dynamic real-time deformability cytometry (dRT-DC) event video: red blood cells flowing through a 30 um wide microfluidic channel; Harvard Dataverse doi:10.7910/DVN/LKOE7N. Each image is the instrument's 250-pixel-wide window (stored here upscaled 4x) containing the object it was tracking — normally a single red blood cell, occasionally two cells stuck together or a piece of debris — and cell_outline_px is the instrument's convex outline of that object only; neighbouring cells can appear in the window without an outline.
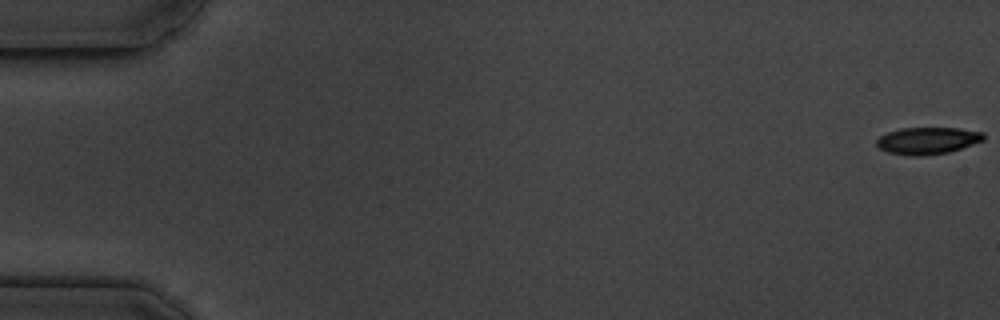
{"species": "common noctule bat (a hibernating species)", "species_latin": "Nyctalus noctula", "temperature_condition": "cold", "stored_images_in_passage": 5, "camera_frame_rate_fps": 3000, "um_per_image_px": 0.085, "animal": {"sex": "male", "body_mass_g": 19.5, "forearm_length_mm": 54.6}, "frame": {"image": 1, "passage_image": 1, "time_ms": 0.0, "image_size_px": [1000, 320], "cell_outline_px": [[984, 140], [948, 152], [924, 156], [908, 156], [888, 152], [880, 148], [876, 144], [876, 140], [880, 136], [888, 132], [900, 128], [960, 128], [984, 132]], "centroid_in_image_um": [78.83, 11.95], "position_along_channel_um": 6.2, "area_um2": 16.82}}
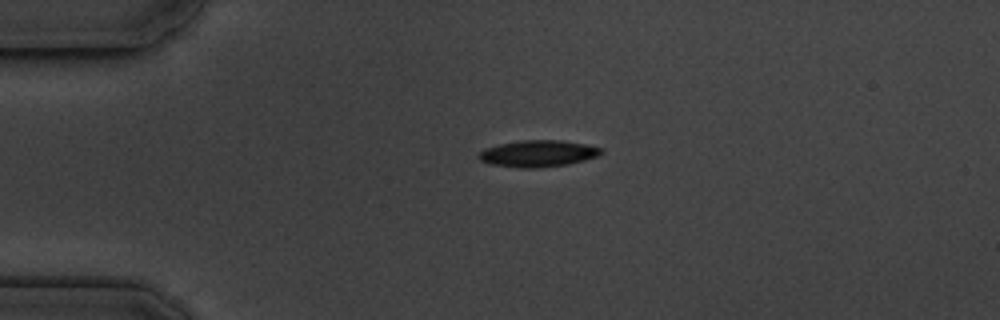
{"frame": {"image": 2, "passage_image": 4, "time_ms": 4.333, "image_size_px": [1000, 320], "cell_outline_px": [[604, 152], [600, 156], [568, 164], [536, 168], [524, 168], [492, 164], [480, 160], [476, 156], [484, 148], [500, 144], [520, 140], [560, 140], [584, 144], [604, 148]], "centroid_in_image_um": [45.76, 13.04], "position_along_channel_um": 39.2, "area_um2": 19.02}}